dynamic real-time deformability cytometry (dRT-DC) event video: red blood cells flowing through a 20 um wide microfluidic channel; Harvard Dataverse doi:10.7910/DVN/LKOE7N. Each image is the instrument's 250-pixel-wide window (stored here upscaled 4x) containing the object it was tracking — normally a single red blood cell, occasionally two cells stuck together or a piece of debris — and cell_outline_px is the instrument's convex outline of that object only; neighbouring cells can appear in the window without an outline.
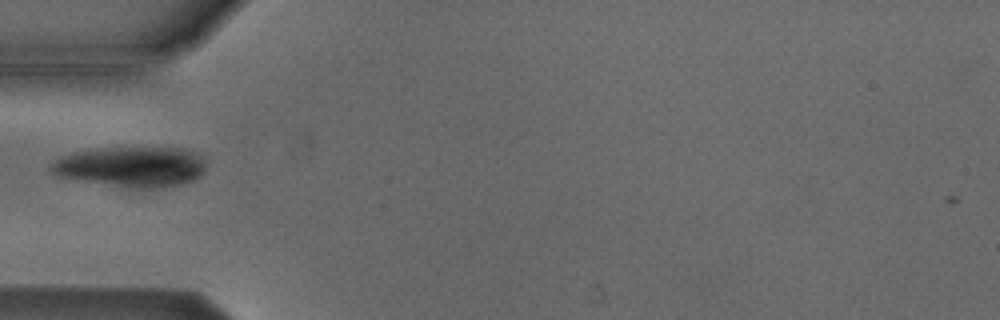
{"species": "Egyptian fruit bat (a non-hibernating species)", "species_latin": "Rousettus aegyptiacus", "temperature_condition": "cold", "stored_images_in_passage": 38, "camera_frame_rate_fps": 3000, "um_per_image_px": 0.085, "animal": {"sex": "male"}, "frame": {"image": 1, "passage_image": 2, "time_ms": 0.333, "image_size_px": [1000, 320], "cell_outline_px": [[204, 172], [200, 176], [184, 184], [160, 188], [128, 188], [56, 176], [48, 172], [48, 164], [60, 156], [72, 152], [104, 148], [184, 148], [200, 156], [204, 160]], "centroid_in_image_um": [11.1, 14.18], "position_along_channel_um": 73.9, "area_um2": 36.7}}
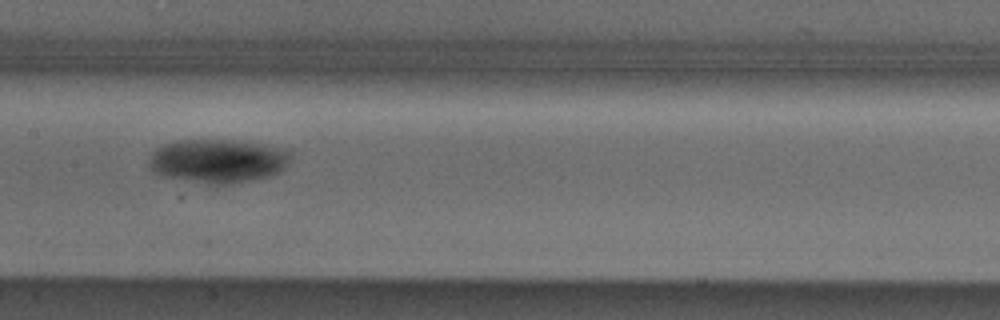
{"frame": {"image": 2, "passage_image": 11, "time_ms": 3.333, "image_size_px": [1000, 320], "cell_outline_px": [[292, 156], [288, 164], [280, 172], [268, 176], [232, 184], [204, 184], [164, 176], [152, 172], [152, 152], [156, 148], [164, 144], [176, 140], [232, 140], [264, 144], [288, 148], [292, 152]], "centroid_in_image_um": [18.59, 13.67], "position_along_channel_um": 188.8, "area_um2": 36.36}}
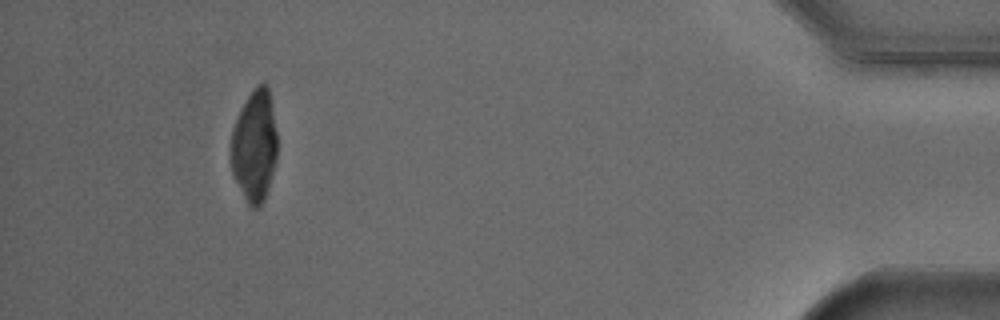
{"frame": {"image": 3, "passage_image": 34, "time_ms": 11.0, "image_size_px": [1000, 320], "cell_outline_px": [[276, 160], [268, 188], [264, 200], [256, 208], [252, 208], [248, 204], [232, 172], [232, 128], [252, 88], [256, 84], [264, 80], [268, 84], [272, 104], [276, 132]], "centroid_in_image_um": [21.65, 12.34], "position_along_channel_um": 413.5, "area_um2": 29.82}}